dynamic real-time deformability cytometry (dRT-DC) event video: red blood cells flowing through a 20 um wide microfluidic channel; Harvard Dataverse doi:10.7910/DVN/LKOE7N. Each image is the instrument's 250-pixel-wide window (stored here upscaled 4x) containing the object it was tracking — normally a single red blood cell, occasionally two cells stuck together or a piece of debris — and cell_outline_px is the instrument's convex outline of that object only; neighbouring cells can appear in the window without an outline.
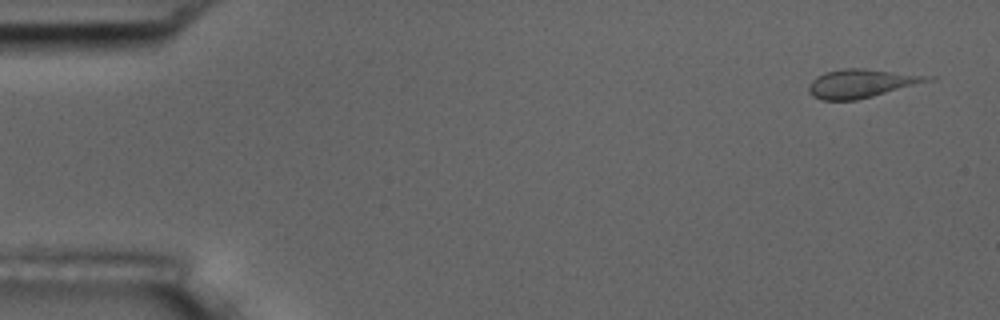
{"species": "common noctule bat (a hibernating species)", "species_latin": "Nyctalus noctula", "temperature_condition": "room temperature", "stored_images_in_passage": 4, "camera_frame_rate_fps": 3000, "um_per_image_px": 0.085, "animal": {"sex": "male", "body_mass_g": 17.5, "forearm_length_mm": 52.3}, "frame": {"image": 1, "passage_image": 1, "time_ms": 0.0, "image_size_px": [1000, 320], "cell_outline_px": [[936, 76], [932, 80], [872, 96], [856, 100], [820, 100], [812, 96], [808, 92], [808, 84], [816, 76], [824, 72], [844, 68], [864, 68]], "centroid_in_image_um": [73.17, 7.08], "position_along_channel_um": 11.8, "area_um2": 19.83}}